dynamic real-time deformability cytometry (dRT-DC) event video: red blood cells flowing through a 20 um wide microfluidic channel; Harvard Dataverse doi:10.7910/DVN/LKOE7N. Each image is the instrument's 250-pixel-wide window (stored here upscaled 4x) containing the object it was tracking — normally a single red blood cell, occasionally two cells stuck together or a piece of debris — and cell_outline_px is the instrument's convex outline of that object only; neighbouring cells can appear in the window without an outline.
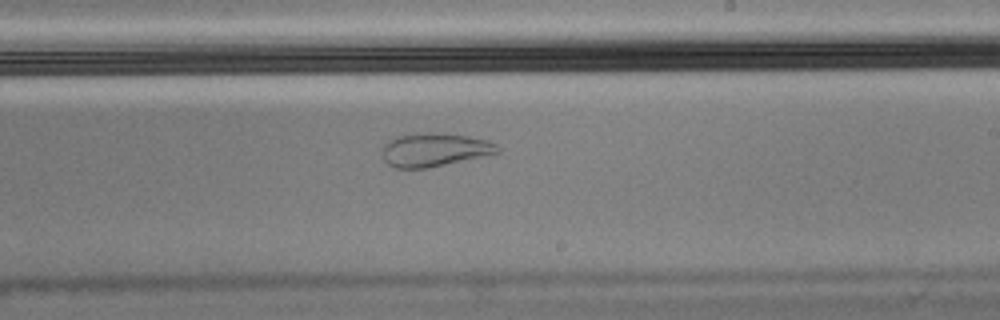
{"species": "Egyptian fruit bat (a non-hibernating species)", "species_latin": "Rousettus aegyptiacus", "temperature_condition": "cold", "stored_images_in_passage": 58, "camera_frame_rate_fps": 3000, "um_per_image_px": 0.085, "animal": {"sex": "male"}, "frame": {"image": 1, "passage_image": 34, "time_ms": 11.0, "image_size_px": [1000, 320], "cell_outline_px": [[500, 152], [428, 168], [396, 168], [388, 164], [384, 160], [384, 144], [388, 140], [404, 132], [436, 132], [468, 136], [488, 140], [496, 144], [500, 148]], "centroid_in_image_um": [36.9, 12.7], "position_along_channel_um": 252.1, "area_um2": 22.66}}